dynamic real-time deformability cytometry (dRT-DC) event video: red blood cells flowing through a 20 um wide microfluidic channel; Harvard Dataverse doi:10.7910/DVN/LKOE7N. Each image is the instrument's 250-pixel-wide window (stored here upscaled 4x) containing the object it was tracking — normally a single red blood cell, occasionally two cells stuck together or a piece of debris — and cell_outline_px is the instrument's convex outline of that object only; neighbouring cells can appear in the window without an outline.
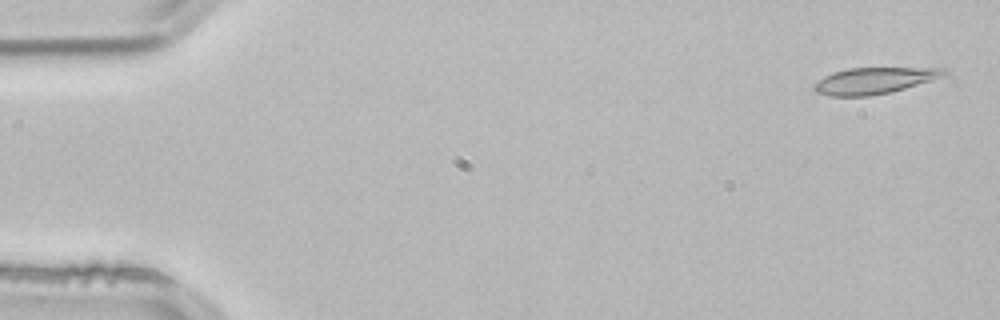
{"species": "common noctule bat (a hibernating species)", "species_latin": "Nyctalus noctula", "temperature_condition": "room temperature", "stored_images_in_passage": 4, "camera_frame_rate_fps": 3000, "um_per_image_px": 0.085, "animal": {"sex": "male", "body_mass_g": 21.5, "forearm_length_mm": 52.0}, "frame": {"image": 1, "passage_image": 1, "time_ms": 0.0, "image_size_px": [1000, 320], "cell_outline_px": [[948, 72], [940, 76], [892, 92], [868, 96], [832, 96], [816, 92], [812, 88], [824, 76], [832, 72], [848, 68], [948, 68]], "centroid_in_image_um": [74.25, 6.85], "position_along_channel_um": 10.7, "area_um2": 19.54}}
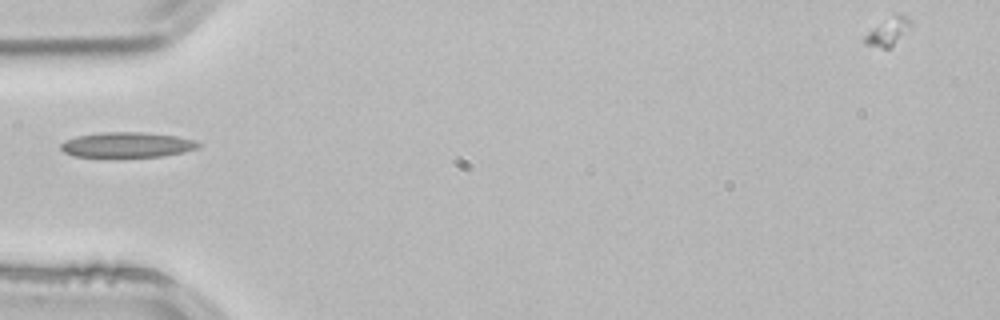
{"frame": {"image": 2, "passage_image": 4, "time_ms": 1.0, "image_size_px": [1000, 320], "cell_outline_px": [[204, 144], [196, 148], [184, 152], [164, 156], [72, 156], [64, 152], [60, 148], [60, 144], [64, 140], [76, 136], [104, 132], [144, 132], [176, 136], [196, 140]], "centroid_in_image_um": [10.82, 12.3], "position_along_channel_um": 74.2, "area_um2": 20.17}}